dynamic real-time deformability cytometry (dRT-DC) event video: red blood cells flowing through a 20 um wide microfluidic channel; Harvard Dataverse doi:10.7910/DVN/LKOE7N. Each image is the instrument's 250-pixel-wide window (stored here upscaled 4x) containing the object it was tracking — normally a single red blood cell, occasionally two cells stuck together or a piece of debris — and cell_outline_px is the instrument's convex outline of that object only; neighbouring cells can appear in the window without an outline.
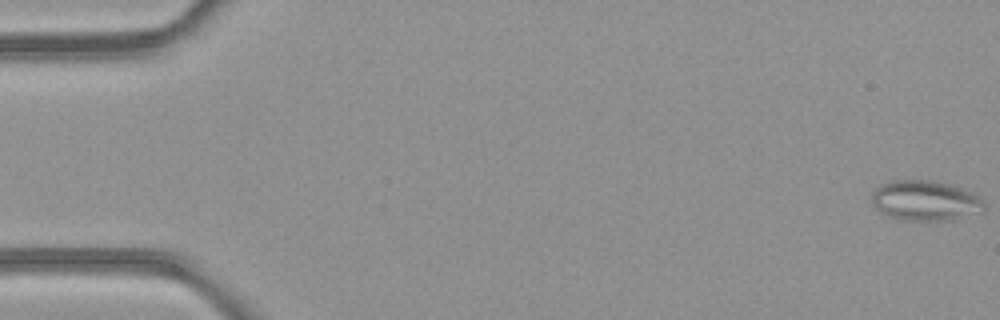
{"species": "common noctule bat (a hibernating species)", "species_latin": "Nyctalus noctula", "temperature_condition": "room temperature", "stored_images_in_passage": 16, "camera_frame_rate_fps": 3000, "um_per_image_px": 0.085, "animal": {"sex": "female", "body_mass_g": 21.9}, "frame": {"image": 1, "passage_image": 1, "time_ms": 0.0, "image_size_px": [1000, 320], "cell_outline_px": [[984, 212], [956, 220], [904, 220], [888, 216], [880, 212], [872, 204], [872, 192], [880, 184], [892, 180], [936, 180], [952, 184], [972, 192], [984, 200]], "centroid_in_image_um": [78.69, 17.05], "position_along_channel_um": 6.3, "area_um2": 26.88}}